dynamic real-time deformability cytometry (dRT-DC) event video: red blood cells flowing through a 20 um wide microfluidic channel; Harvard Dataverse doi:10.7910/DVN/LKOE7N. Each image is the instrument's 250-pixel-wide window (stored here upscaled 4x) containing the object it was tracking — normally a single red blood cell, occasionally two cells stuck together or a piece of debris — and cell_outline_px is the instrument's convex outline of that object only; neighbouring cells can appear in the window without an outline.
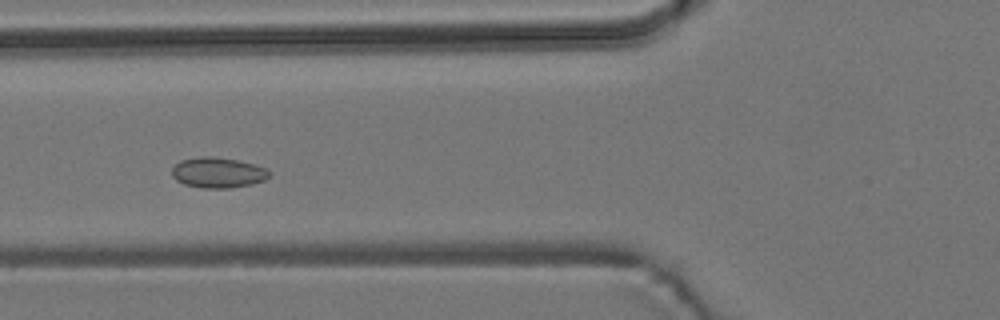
{"species": "common noctule bat (a hibernating species)", "species_latin": "Nyctalus noctula", "temperature_condition": "room temperature", "stored_images_in_passage": 7, "camera_frame_rate_fps": 3000, "um_per_image_px": 0.085, "animal": {"sex": "male", "body_mass_g": 19.2, "forearm_length_mm": 51.8}, "frame": {"image": 1, "passage_image": 5, "time_ms": 4.667, "image_size_px": [1000, 320], "cell_outline_px": [[272, 172], [264, 180], [252, 184], [228, 188], [204, 188], [184, 184], [176, 180], [172, 176], [172, 168], [180, 160], [200, 156], [212, 156], [236, 160], [252, 164], [264, 168]], "centroid_in_image_um": [18.49, 14.67], "position_along_channel_um": 107.3, "area_um2": 17.17}}
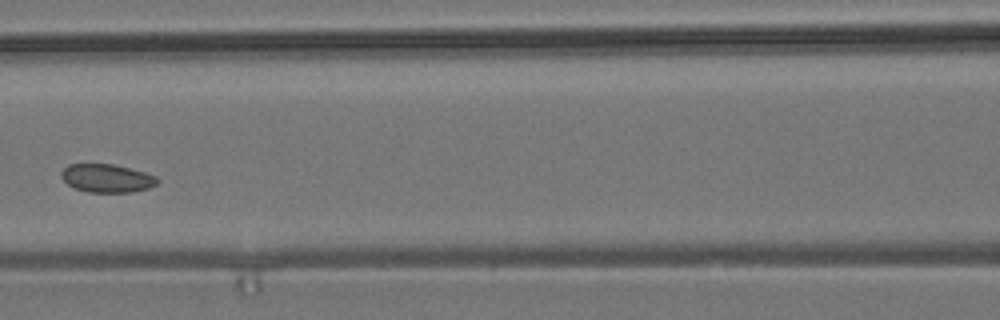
{"frame": {"image": 2, "passage_image": 6, "time_ms": 6.0, "image_size_px": [1000, 320], "cell_outline_px": [[160, 180], [156, 184], [148, 188], [132, 192], [88, 192], [76, 188], [68, 184], [60, 176], [60, 172], [68, 164], [112, 164], [144, 172], [156, 176]], "centroid_in_image_um": [9.08, 15.15], "position_along_channel_um": 157.5, "area_um2": 15.72}}
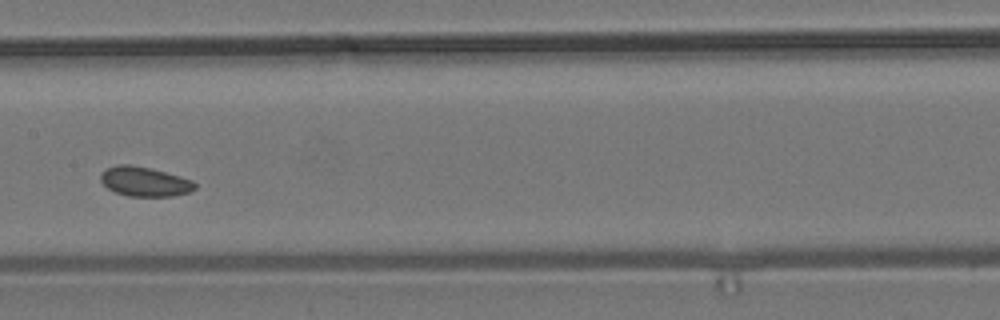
{"frame": {"image": 3, "passage_image": 7, "time_ms": 7.0, "image_size_px": [1000, 320], "cell_outline_px": [[196, 188], [188, 192], [172, 196], [128, 196], [116, 192], [108, 188], [100, 180], [100, 172], [116, 164], [128, 164], [148, 168], [180, 176], [192, 180], [196, 184]], "centroid_in_image_um": [12.27, 15.43], "position_along_channel_um": 195.1, "area_um2": 16.07}}